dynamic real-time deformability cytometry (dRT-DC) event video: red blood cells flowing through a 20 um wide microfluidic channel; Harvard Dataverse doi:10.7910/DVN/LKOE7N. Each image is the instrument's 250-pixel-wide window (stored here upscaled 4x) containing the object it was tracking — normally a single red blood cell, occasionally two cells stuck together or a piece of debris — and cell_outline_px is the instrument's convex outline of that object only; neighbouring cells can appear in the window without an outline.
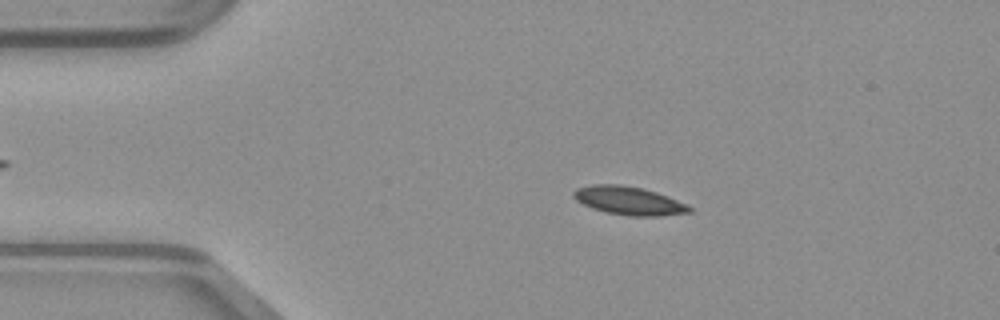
{"species": "common noctule bat (a hibernating species)", "species_latin": "Nyctalus noctula", "temperature_condition": "warm", "stored_images_in_passage": 42, "camera_frame_rate_fps": 3000, "um_per_image_px": 0.085, "animal": {"sex": "male", "body_mass_g": 23.1, "forearm_length_mm": 52.7}, "frame": {"image": 1, "passage_image": 9, "time_ms": 2.667, "image_size_px": [1000, 320], "cell_outline_px": [[692, 212], [660, 216], [628, 216], [604, 212], [592, 208], [576, 200], [572, 196], [572, 192], [576, 188], [592, 184], [620, 184], [644, 188], [668, 196], [688, 204], [692, 208]], "centroid_in_image_um": [53.45, 17.05], "position_along_channel_um": 31.5, "area_um2": 19.42}}
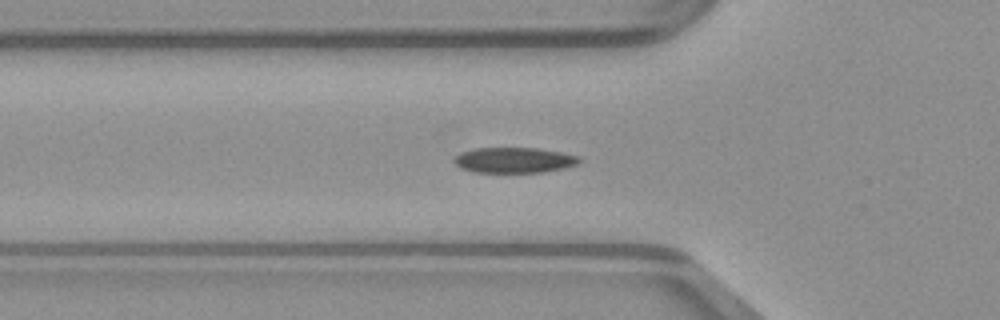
{"frame": {"image": 2, "passage_image": 16, "time_ms": 5.0, "image_size_px": [1000, 320], "cell_outline_px": [[580, 164], [564, 168], [544, 172], [472, 172], [460, 168], [452, 160], [460, 152], [476, 148], [536, 148], [560, 152], [580, 156]], "centroid_in_image_um": [43.7, 13.61], "position_along_channel_um": 82.1, "area_um2": 18.67}}
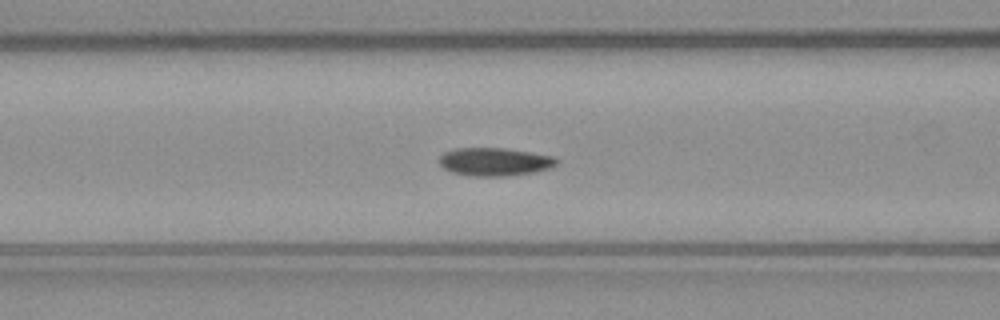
{"frame": {"image": 3, "passage_image": 19, "time_ms": 6.0, "image_size_px": [1000, 320], "cell_outline_px": [[560, 160], [552, 168], [536, 172], [504, 176], [468, 176], [452, 172], [444, 168], [440, 164], [440, 156], [444, 152], [452, 148], [504, 148], [556, 156]], "centroid_in_image_um": [42.08, 13.75], "position_along_channel_um": 124.5, "area_um2": 19.48}}